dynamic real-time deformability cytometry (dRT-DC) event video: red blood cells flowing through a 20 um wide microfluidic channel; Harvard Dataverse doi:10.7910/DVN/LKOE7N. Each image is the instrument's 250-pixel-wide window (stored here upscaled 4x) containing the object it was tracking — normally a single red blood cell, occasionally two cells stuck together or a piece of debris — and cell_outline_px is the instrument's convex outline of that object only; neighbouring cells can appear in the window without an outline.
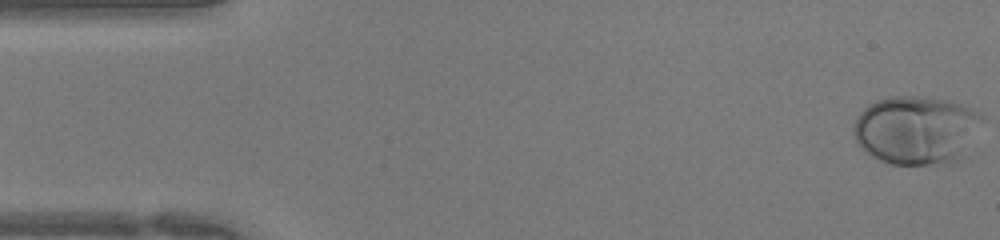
{"species": "human", "species_latin": "Homo sapiens", "temperature_condition": "warm", "stored_images_in_passage": 44, "camera_frame_rate_fps": 3000, "um_per_image_px": 0.085, "donor": {"sex": "female"}, "frame": {"image": 1, "passage_image": 1, "time_ms": 0.0, "image_size_px": [1000, 240], "cell_outline_px": [[984, 120], [968, 156], [956, 164], [888, 164], [864, 152], [856, 144], [852, 132], [852, 128], [856, 116], [868, 104], [876, 100], [892, 96], [912, 96], [948, 100], [972, 108], [984, 116]], "centroid_in_image_um": [77.94, 11.08], "position_along_channel_um": 7.1, "area_um2": 52.94}}
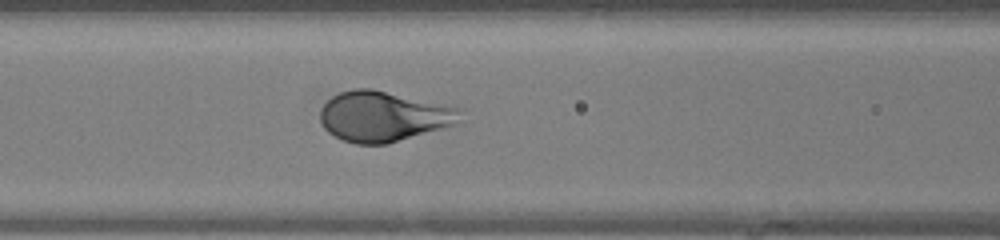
{"frame": {"image": 2, "passage_image": 18, "time_ms": 5.667, "image_size_px": [1000, 240], "cell_outline_px": [[464, 108], [456, 124], [388, 144], [356, 144], [344, 140], [328, 132], [324, 128], [320, 120], [320, 108], [332, 96], [340, 92], [356, 88], [372, 88]], "centroid_in_image_um": [32.6, 9.88], "position_along_channel_um": 134.0, "area_um2": 41.21}}
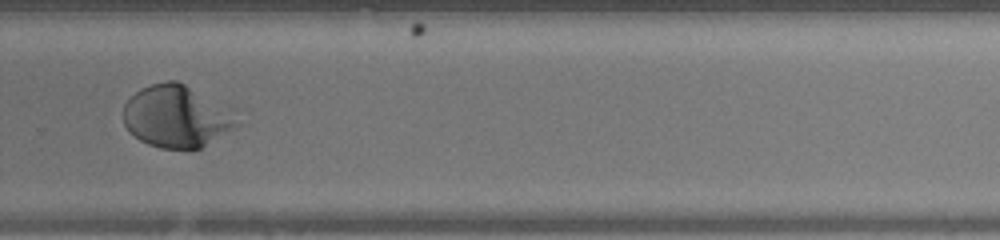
{"frame": {"image": 3, "passage_image": 30, "time_ms": 9.667, "image_size_px": [1000, 240], "cell_outline_px": [[236, 124], [232, 128], [200, 148], [160, 148], [148, 144], [140, 140], [124, 124], [124, 104], [140, 88], [152, 84], [168, 80], [176, 80], [184, 84], [232, 120]], "centroid_in_image_um": [14.77, 9.93], "position_along_channel_um": 315.0, "area_um2": 38.15}}